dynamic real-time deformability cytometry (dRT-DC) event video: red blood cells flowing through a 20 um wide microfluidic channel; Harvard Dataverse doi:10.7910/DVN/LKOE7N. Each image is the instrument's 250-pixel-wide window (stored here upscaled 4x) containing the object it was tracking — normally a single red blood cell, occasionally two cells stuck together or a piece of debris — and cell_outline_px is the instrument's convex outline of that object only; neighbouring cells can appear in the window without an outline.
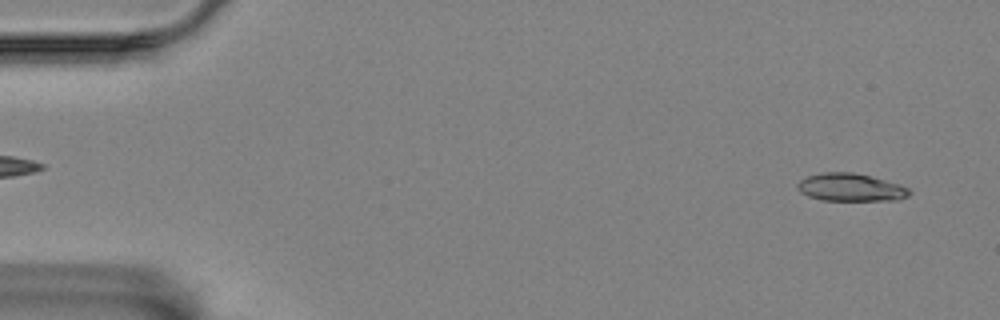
{"species": "Egyptian fruit bat (a non-hibernating species)", "species_latin": "Rousettus aegyptiacus", "temperature_condition": "room temperature", "stored_images_in_passage": 57, "camera_frame_rate_fps": 3000, "um_per_image_px": 0.085, "animal": {"sex": "female"}, "frame": {"image": 1, "passage_image": 3, "time_ms": 0.667, "image_size_px": [1000, 320], "cell_outline_px": [[912, 192], [908, 196], [900, 200], [820, 200], [808, 196], [800, 192], [796, 188], [796, 184], [800, 180], [808, 176], [820, 172], [852, 172], [900, 184], [908, 188]], "centroid_in_image_um": [72.28, 15.93], "position_along_channel_um": 12.7, "area_um2": 18.15}}
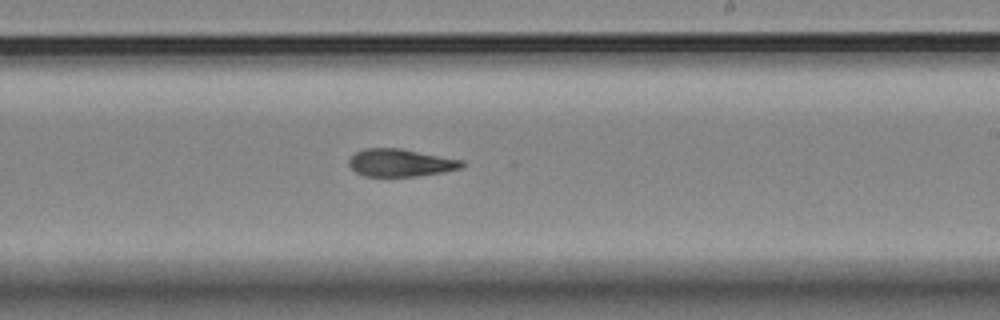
{"frame": {"image": 2, "passage_image": 34, "time_ms": 11.0, "image_size_px": [1000, 320], "cell_outline_px": [[464, 164], [460, 168], [444, 172], [416, 176], [364, 176], [356, 172], [348, 164], [348, 160], [356, 152], [364, 148], [400, 148], [464, 160]], "centroid_in_image_um": [34.04, 13.83], "position_along_channel_um": 255.0, "area_um2": 18.15}}
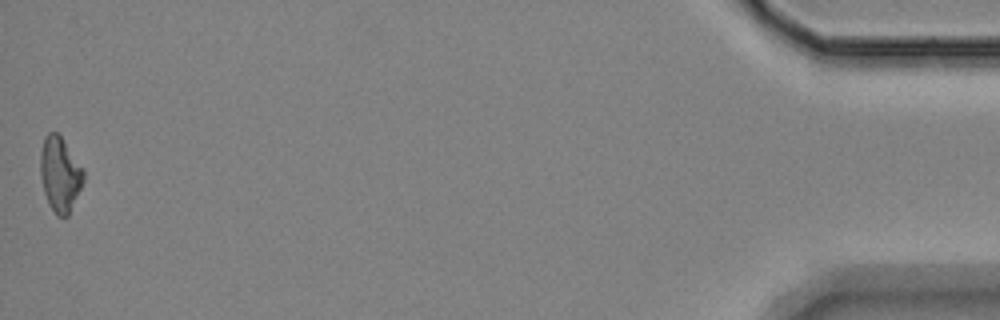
{"frame": {"image": 3, "passage_image": 57, "time_ms": 18.667, "image_size_px": [1000, 320], "cell_outline_px": [[84, 180], [68, 216], [56, 216], [48, 204], [44, 192], [40, 176], [40, 152], [44, 136], [48, 132], [56, 132], [60, 136], [84, 172]], "centroid_in_image_um": [5.06, 14.83], "position_along_channel_um": 430.1, "area_um2": 18.55}, "authors_computed_cell_mechanics": {"area_um2": 18.496, "velocity_mm_per_s": 3.4705, "shape_relaxation_time_tau1_ms": 8.309, "shape_relaxation_time_tau2_ms": 5.9049, "deformation_change_tau1": 0.1951, "deformation_change_tau2": 0.1524}}